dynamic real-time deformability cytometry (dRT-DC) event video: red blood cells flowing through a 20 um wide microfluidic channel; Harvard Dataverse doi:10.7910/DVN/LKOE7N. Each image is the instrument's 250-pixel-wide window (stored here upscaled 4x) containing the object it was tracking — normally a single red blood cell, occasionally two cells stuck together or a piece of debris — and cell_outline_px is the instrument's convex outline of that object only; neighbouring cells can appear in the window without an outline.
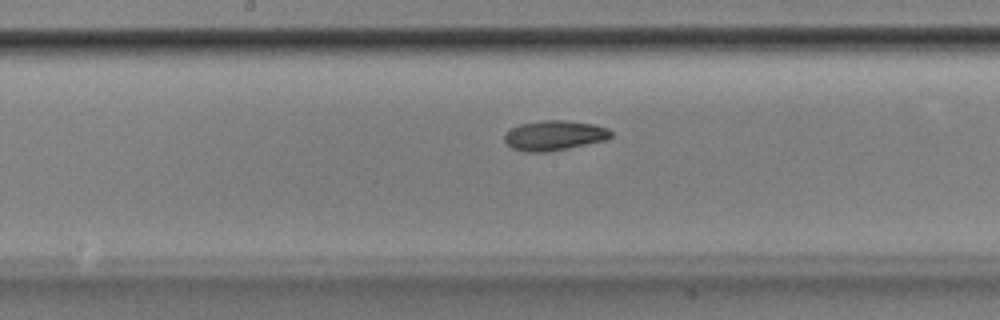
{"species": "Egyptian fruit bat (a non-hibernating species)", "species_latin": "Rousettus aegyptiacus", "temperature_condition": "room temperature", "stored_images_in_passage": 53, "camera_frame_rate_fps": 3000, "um_per_image_px": 0.085, "animal": {"sex": "male"}, "frame": {"image": 1, "passage_image": 28, "time_ms": 9.0, "image_size_px": [1000, 320], "cell_outline_px": [[612, 136], [608, 140], [548, 152], [524, 152], [512, 148], [504, 140], [504, 136], [512, 128], [520, 124], [544, 120], [564, 120], [592, 124], [608, 128], [612, 132]], "centroid_in_image_um": [47.14, 11.52], "position_along_channel_um": 201.1, "area_um2": 18.55}}
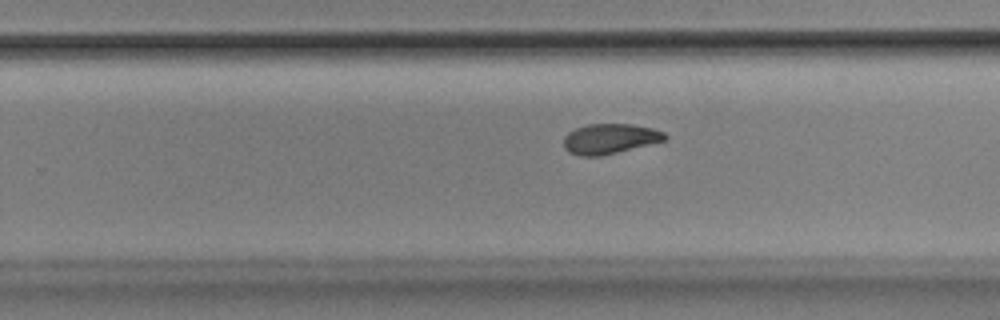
{"frame": {"image": 2, "passage_image": 34, "time_ms": 11.0, "image_size_px": [1000, 320], "cell_outline_px": [[668, 136], [664, 140], [600, 156], [580, 156], [568, 152], [564, 148], [564, 136], [568, 132], [576, 128], [588, 124], [632, 124], [652, 128], [664, 132]], "centroid_in_image_um": [51.79, 11.79], "position_along_channel_um": 278.0, "area_um2": 17.57}}
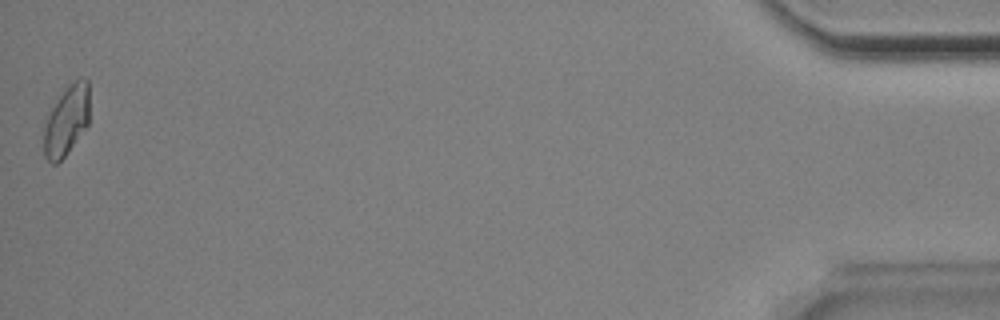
{"frame": {"image": 3, "passage_image": 53, "time_ms": 17.333, "image_size_px": [1000, 320], "cell_outline_px": [[88, 124], [68, 152], [56, 164], [52, 164], [44, 156], [44, 128], [48, 116], [52, 108], [68, 84], [72, 80], [88, 80]], "centroid_in_image_um": [5.65, 10.27], "position_along_channel_um": 429.6, "area_um2": 18.15}, "authors_computed_cell_mechanics": {"area_um2": 18.496, "velocity_mm_per_s": 3.8622, "shape_relaxation_time_tau1_ms": 3.4378, "shape_relaxation_time_tau2_ms": 3.5282, "deformation_change_tau1": 0.1307, "deformation_change_tau2": 0.0816}}